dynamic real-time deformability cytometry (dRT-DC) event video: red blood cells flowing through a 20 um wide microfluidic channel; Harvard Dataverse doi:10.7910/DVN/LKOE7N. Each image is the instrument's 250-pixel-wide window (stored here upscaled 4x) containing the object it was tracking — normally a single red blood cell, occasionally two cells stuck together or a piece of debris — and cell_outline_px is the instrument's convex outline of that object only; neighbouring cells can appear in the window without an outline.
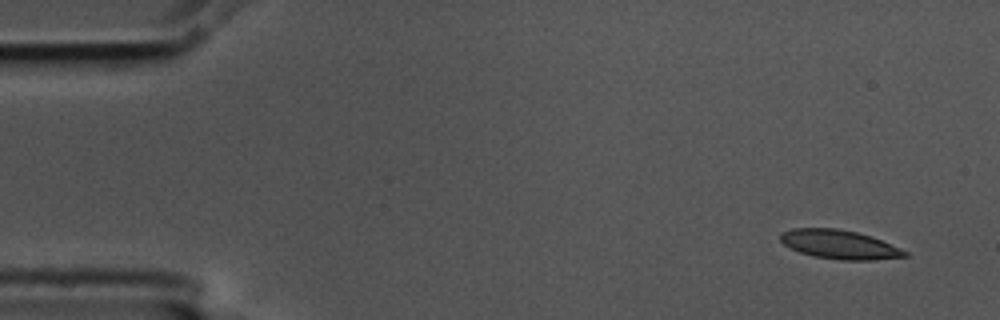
{"species": "common noctule bat (a hibernating species)", "species_latin": "Nyctalus noctula", "temperature_condition": "cold", "stored_images_in_passage": 10, "camera_frame_rate_fps": 3000, "um_per_image_px": 0.085, "animal": {"sex": "male", "body_mass_g": 17.5, "forearm_length_mm": 52.3}, "frame": {"image": 1, "passage_image": 1, "time_ms": 0.0, "image_size_px": [1000, 320], "cell_outline_px": [[908, 256], [876, 260], [840, 260], [812, 256], [800, 252], [784, 244], [780, 240], [780, 232], [792, 228], [836, 228], [856, 232], [872, 236], [900, 248], [908, 252]], "centroid_in_image_um": [71.35, 20.78], "position_along_channel_um": 13.6, "area_um2": 21.04}}
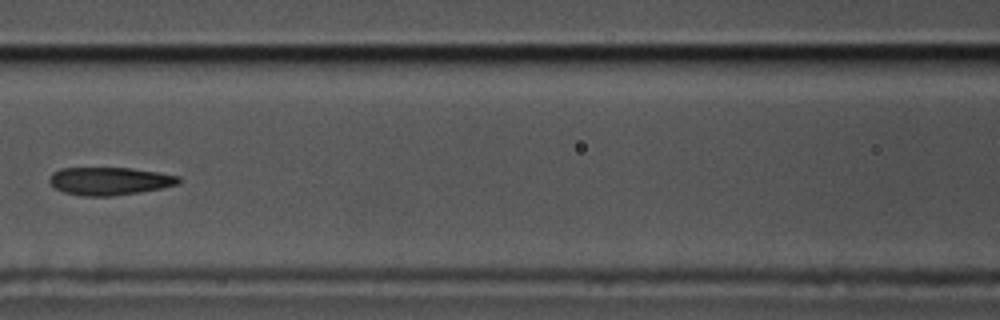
{"frame": {"image": 2, "passage_image": 7, "time_ms": 2.0, "image_size_px": [1000, 320], "cell_outline_px": [[180, 184], [140, 192], [112, 196], [84, 196], [64, 192], [56, 188], [48, 180], [48, 176], [52, 172], [60, 168], [132, 168], [180, 176]], "centroid_in_image_um": [9.3, 15.38], "position_along_channel_um": 157.3, "area_um2": 20.98}}
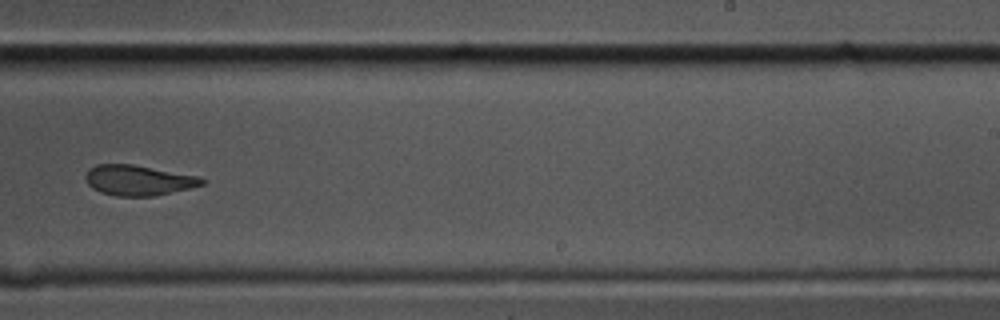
{"frame": {"image": 3, "passage_image": 10, "time_ms": 3.0, "image_size_px": [1000, 320], "cell_outline_px": [[208, 180], [204, 184], [172, 192], [152, 196], [116, 196], [100, 192], [92, 188], [88, 184], [84, 176], [88, 168], [96, 164], [132, 164], [200, 176]], "centroid_in_image_um": [11.75, 15.31], "position_along_channel_um": 277.3, "area_um2": 20.69}}